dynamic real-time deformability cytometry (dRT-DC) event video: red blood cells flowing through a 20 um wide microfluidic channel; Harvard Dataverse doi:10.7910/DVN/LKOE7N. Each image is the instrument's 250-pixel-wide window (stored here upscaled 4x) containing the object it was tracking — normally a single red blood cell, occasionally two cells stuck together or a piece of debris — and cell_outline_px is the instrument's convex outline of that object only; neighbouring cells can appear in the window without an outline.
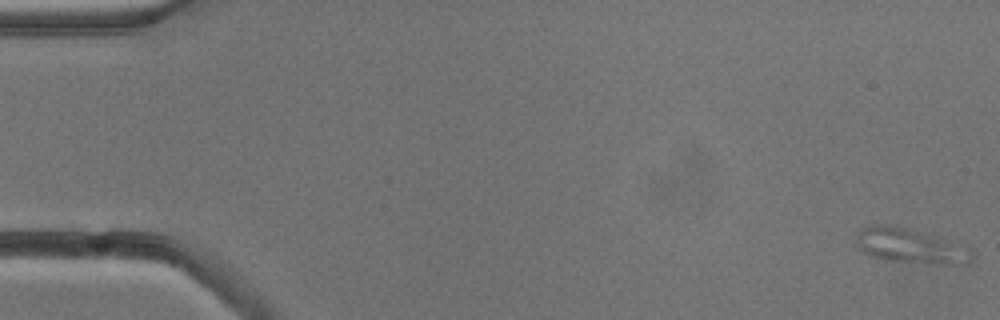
{"species": "common noctule bat (a hibernating species)", "species_latin": "Nyctalus noctula", "temperature_condition": "cold", "stored_images_in_passage": 8, "camera_frame_rate_fps": 3000, "um_per_image_px": 0.085, "animal": {"sex": "male", "body_mass_g": 13.3}, "frame": {"image": 1, "passage_image": 1, "time_ms": 0.0, "image_size_px": [1000, 320], "cell_outline_px": [[952, 264], [936, 264], [884, 260], [860, 252], [856, 248], [860, 228], [872, 224], [884, 224], [904, 228], [928, 236], [936, 240], [944, 248]], "centroid_in_image_um": [76.53, 20.84], "position_along_channel_um": 8.5, "area_um2": 19.13}}
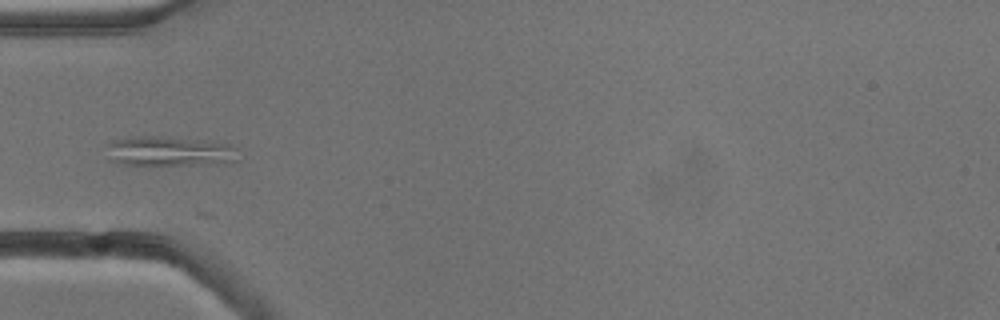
{"frame": {"image": 2, "passage_image": 5, "time_ms": 5.667, "image_size_px": [1000, 320], "cell_outline_px": [[240, 160], [192, 164], [124, 164], [108, 160], [108, 144], [112, 140], [136, 136], [152, 136], [212, 140], [228, 144], [240, 148]], "centroid_in_image_um": [14.45, 12.83], "position_along_channel_um": 70.5, "area_um2": 22.83}}
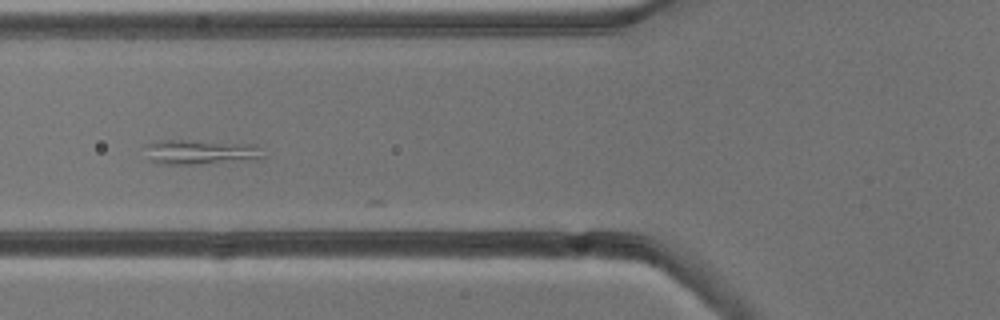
{"frame": {"image": 3, "passage_image": 6, "time_ms": 6.667, "image_size_px": [1000, 320], "cell_outline_px": [[264, 156], [260, 160], [196, 164], [160, 164], [148, 160], [144, 144], [160, 140], [180, 140], [256, 144]], "centroid_in_image_um": [17.03, 12.93], "position_along_channel_um": 108.8, "area_um2": 17.28}}